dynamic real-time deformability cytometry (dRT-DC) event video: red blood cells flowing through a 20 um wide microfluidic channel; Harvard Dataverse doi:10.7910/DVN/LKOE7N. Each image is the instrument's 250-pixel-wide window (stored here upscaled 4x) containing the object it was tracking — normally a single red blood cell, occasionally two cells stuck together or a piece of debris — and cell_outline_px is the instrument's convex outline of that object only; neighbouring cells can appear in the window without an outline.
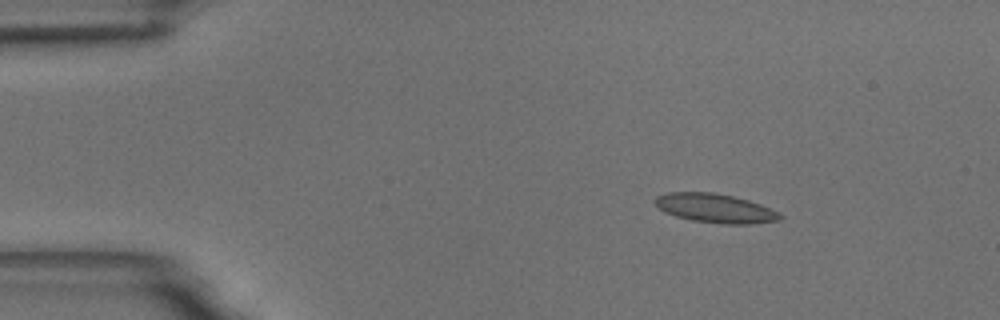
{"species": "common noctule bat (a hibernating species)", "species_latin": "Nyctalus noctula", "temperature_condition": "room temperature", "stored_images_in_passage": 49, "camera_frame_rate_fps": 3000, "um_per_image_px": 0.085, "animal": {"sex": "male", "body_mass_g": 18.8}, "frame": {"image": 1, "passage_image": 1, "time_ms": 0.0, "image_size_px": [1000, 320], "cell_outline_px": [[784, 216], [780, 220], [748, 224], [724, 224], [692, 220], [676, 216], [664, 212], [652, 200], [656, 196], [668, 192], [712, 192], [732, 196], [748, 200], [760, 204]], "centroid_in_image_um": [60.75, 17.69], "position_along_channel_um": 24.2, "area_um2": 20.98}}
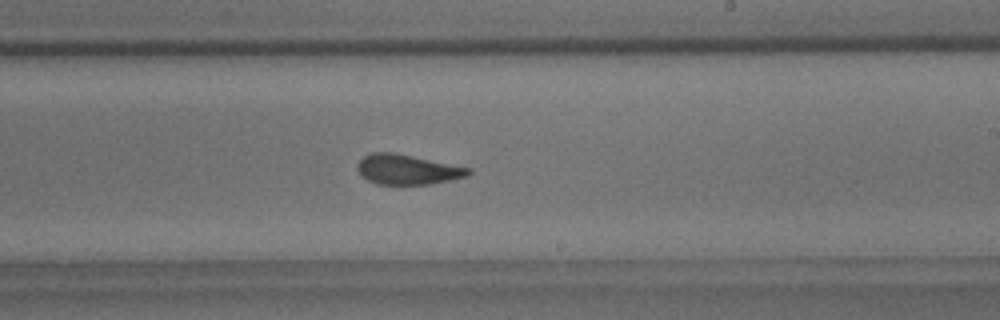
{"frame": {"image": 2, "passage_image": 26, "time_ms": 8.333, "image_size_px": [1000, 320], "cell_outline_px": [[472, 172], [468, 176], [428, 184], [376, 184], [360, 176], [356, 168], [356, 164], [364, 156], [372, 152], [396, 152], [472, 168]], "centroid_in_image_um": [34.61, 14.39], "position_along_channel_um": 254.4, "area_um2": 19.59}}
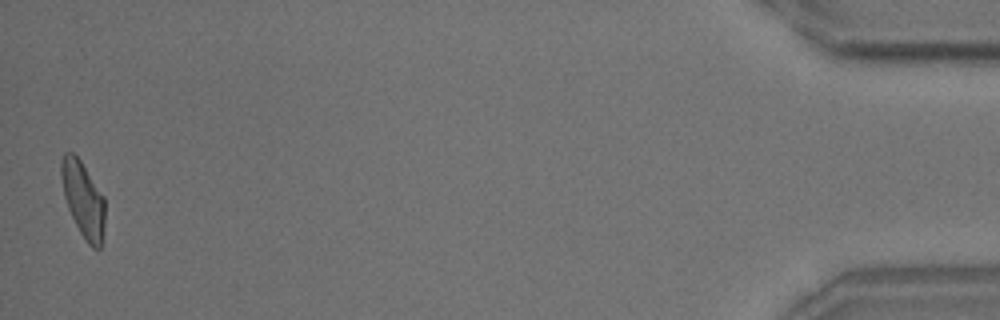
{"frame": {"image": 3, "passage_image": 48, "time_ms": 15.667, "image_size_px": [1000, 320], "cell_outline_px": [[104, 224], [100, 248], [92, 248], [88, 244], [80, 232], [68, 208], [64, 196], [60, 176], [60, 164], [64, 152], [72, 152], [80, 160], [104, 196]], "centroid_in_image_um": [7.05, 16.92], "position_along_channel_um": 428.2, "area_um2": 19.07}, "authors_computed_cell_mechanics": {"area_um2": 19.941, "velocity_mm_per_s": 3.615, "shape_relaxation_time_tau1_ms": 9.9763, "shape_relaxation_time_tau2_ms": 1.4264, "deformation_change_tau1": 0.2335, "deformation_change_tau2": 0.0929}}